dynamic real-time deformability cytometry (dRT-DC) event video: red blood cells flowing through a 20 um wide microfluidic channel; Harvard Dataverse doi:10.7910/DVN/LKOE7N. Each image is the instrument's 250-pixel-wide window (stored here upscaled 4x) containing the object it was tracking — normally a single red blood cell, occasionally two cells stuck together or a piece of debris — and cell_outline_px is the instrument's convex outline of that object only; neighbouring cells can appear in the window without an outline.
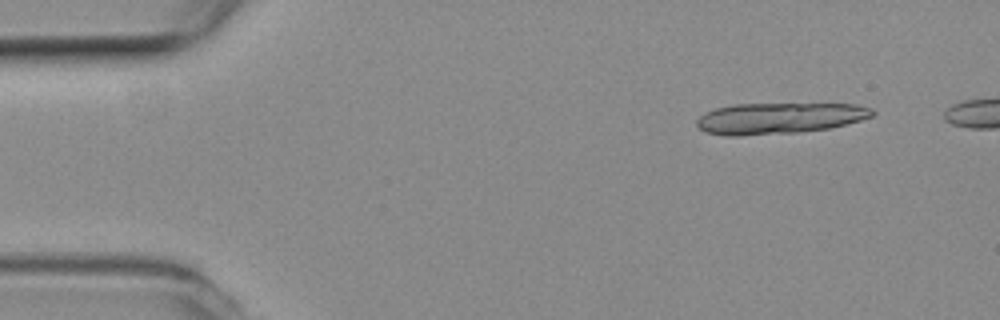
{"species": "common noctule bat (a hibernating species)", "species_latin": "Nyctalus noctula", "temperature_condition": "room temperature", "stored_images_in_passage": 5, "camera_frame_rate_fps": 3000, "um_per_image_px": 0.085, "animal": {"sex": "female", "body_mass_g": 19.3, "forearm_length_mm": 54.1}, "frame": {"image": 1, "passage_image": 2, "time_ms": 0.333, "image_size_px": [1000, 320], "cell_outline_px": [[876, 112], [872, 116], [860, 120], [828, 128], [796, 132], [740, 136], [728, 136], [708, 132], [700, 128], [696, 124], [696, 120], [704, 112], [716, 108], [736, 104], [856, 104], [872, 108]], "centroid_in_image_um": [66.22, 10.04], "position_along_channel_um": 18.8, "area_um2": 31.62}}